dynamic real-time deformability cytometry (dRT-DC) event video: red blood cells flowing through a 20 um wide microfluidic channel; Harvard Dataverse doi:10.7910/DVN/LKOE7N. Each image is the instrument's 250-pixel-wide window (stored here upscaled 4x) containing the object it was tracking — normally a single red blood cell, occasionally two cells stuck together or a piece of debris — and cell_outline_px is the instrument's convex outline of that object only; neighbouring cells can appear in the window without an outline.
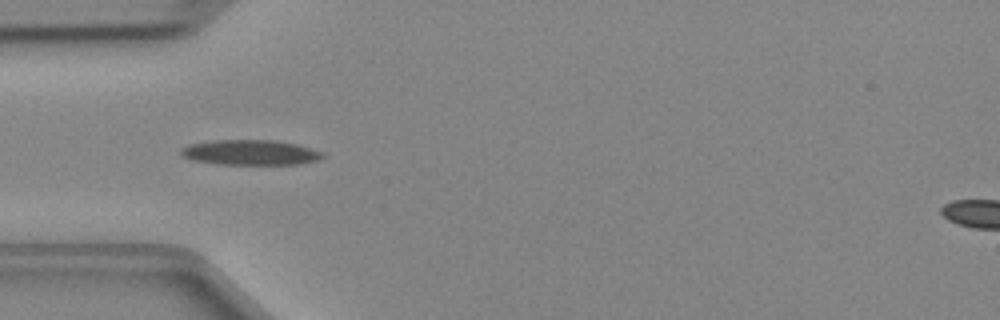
{"species": "Egyptian fruit bat (a non-hibernating species)", "species_latin": "Rousettus aegyptiacus", "temperature_condition": "cold", "stored_images_in_passage": 34, "camera_frame_rate_fps": 3000, "um_per_image_px": 0.085, "animal": {"sex": "female"}, "frame": {"image": 1, "passage_image": 1, "time_ms": 0.0, "image_size_px": [1000, 320], "cell_outline_px": [[324, 156], [316, 160], [300, 164], [216, 164], [192, 160], [180, 156], [180, 148], [188, 144], [212, 140], [272, 140], [296, 144], [324, 152]], "centroid_in_image_um": [21.21, 12.96], "position_along_channel_um": 63.8, "area_um2": 20.87}}
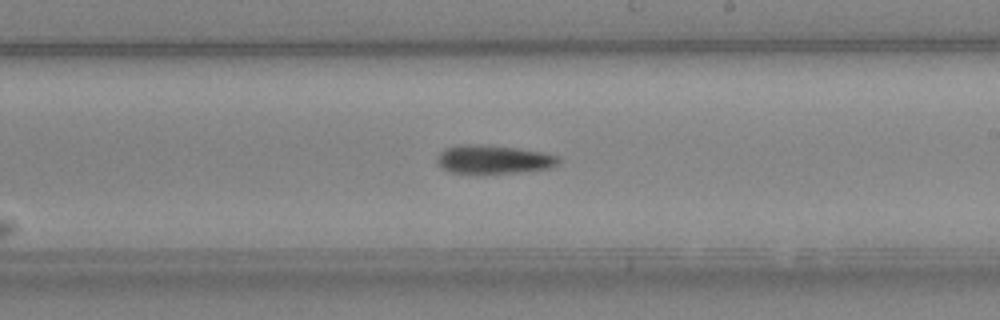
{"frame": {"image": 2, "passage_image": 14, "time_ms": 4.333, "image_size_px": [1000, 320], "cell_outline_px": [[560, 160], [556, 164], [548, 168], [520, 172], [452, 172], [444, 168], [436, 160], [436, 156], [444, 148], [456, 144], [476, 144], [516, 148], [540, 152], [560, 156]], "centroid_in_image_um": [41.92, 13.52], "position_along_channel_um": 247.1, "area_um2": 19.77}}
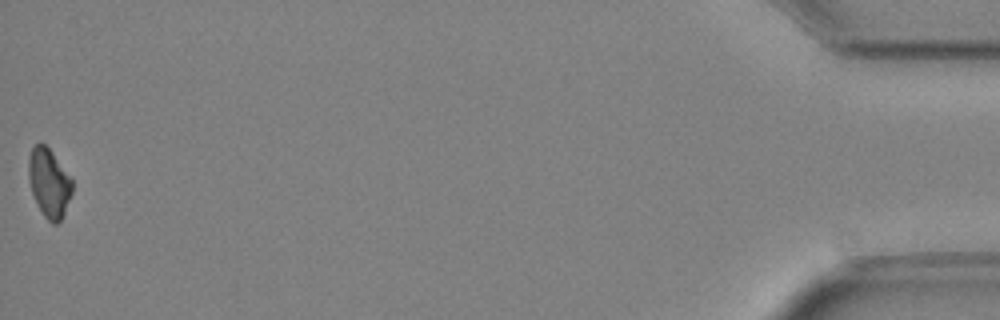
{"frame": {"image": 3, "passage_image": 34, "time_ms": 11.0, "image_size_px": [1000, 320], "cell_outline_px": [[72, 192], [64, 212], [60, 220], [56, 224], [52, 224], [44, 216], [32, 192], [28, 180], [28, 160], [32, 148], [40, 140], [52, 152], [72, 180]], "centroid_in_image_um": [4.15, 15.52], "position_along_channel_um": 431.1, "area_um2": 17.17}}